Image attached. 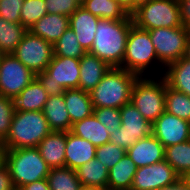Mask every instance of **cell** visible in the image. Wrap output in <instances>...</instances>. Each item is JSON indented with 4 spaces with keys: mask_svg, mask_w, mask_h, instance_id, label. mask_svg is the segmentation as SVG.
<instances>
[{
    "mask_svg": "<svg viewBox=\"0 0 190 190\" xmlns=\"http://www.w3.org/2000/svg\"><path fill=\"white\" fill-rule=\"evenodd\" d=\"M24 0H0V16L13 23H21L20 12Z\"/></svg>",
    "mask_w": 190,
    "mask_h": 190,
    "instance_id": "cell-38",
    "label": "cell"
},
{
    "mask_svg": "<svg viewBox=\"0 0 190 190\" xmlns=\"http://www.w3.org/2000/svg\"><path fill=\"white\" fill-rule=\"evenodd\" d=\"M120 115L121 126L110 134L111 143L127 150L138 140L152 134V123L146 120L132 103L122 106Z\"/></svg>",
    "mask_w": 190,
    "mask_h": 190,
    "instance_id": "cell-9",
    "label": "cell"
},
{
    "mask_svg": "<svg viewBox=\"0 0 190 190\" xmlns=\"http://www.w3.org/2000/svg\"><path fill=\"white\" fill-rule=\"evenodd\" d=\"M11 176L8 167L0 159V190H13Z\"/></svg>",
    "mask_w": 190,
    "mask_h": 190,
    "instance_id": "cell-40",
    "label": "cell"
},
{
    "mask_svg": "<svg viewBox=\"0 0 190 190\" xmlns=\"http://www.w3.org/2000/svg\"><path fill=\"white\" fill-rule=\"evenodd\" d=\"M96 158V147L70 131L66 132L65 167L77 170Z\"/></svg>",
    "mask_w": 190,
    "mask_h": 190,
    "instance_id": "cell-17",
    "label": "cell"
},
{
    "mask_svg": "<svg viewBox=\"0 0 190 190\" xmlns=\"http://www.w3.org/2000/svg\"><path fill=\"white\" fill-rule=\"evenodd\" d=\"M181 23L184 27L190 25V0H178Z\"/></svg>",
    "mask_w": 190,
    "mask_h": 190,
    "instance_id": "cell-41",
    "label": "cell"
},
{
    "mask_svg": "<svg viewBox=\"0 0 190 190\" xmlns=\"http://www.w3.org/2000/svg\"><path fill=\"white\" fill-rule=\"evenodd\" d=\"M133 23L144 30L181 27L178 0H151L132 14Z\"/></svg>",
    "mask_w": 190,
    "mask_h": 190,
    "instance_id": "cell-8",
    "label": "cell"
},
{
    "mask_svg": "<svg viewBox=\"0 0 190 190\" xmlns=\"http://www.w3.org/2000/svg\"><path fill=\"white\" fill-rule=\"evenodd\" d=\"M37 148L50 169L65 167L66 132L51 131Z\"/></svg>",
    "mask_w": 190,
    "mask_h": 190,
    "instance_id": "cell-19",
    "label": "cell"
},
{
    "mask_svg": "<svg viewBox=\"0 0 190 190\" xmlns=\"http://www.w3.org/2000/svg\"><path fill=\"white\" fill-rule=\"evenodd\" d=\"M80 59L53 56L44 72L36 74L48 96L64 94L67 89L79 88Z\"/></svg>",
    "mask_w": 190,
    "mask_h": 190,
    "instance_id": "cell-6",
    "label": "cell"
},
{
    "mask_svg": "<svg viewBox=\"0 0 190 190\" xmlns=\"http://www.w3.org/2000/svg\"><path fill=\"white\" fill-rule=\"evenodd\" d=\"M158 190H190L189 185L180 177L176 182L159 188Z\"/></svg>",
    "mask_w": 190,
    "mask_h": 190,
    "instance_id": "cell-43",
    "label": "cell"
},
{
    "mask_svg": "<svg viewBox=\"0 0 190 190\" xmlns=\"http://www.w3.org/2000/svg\"><path fill=\"white\" fill-rule=\"evenodd\" d=\"M13 55L35 74L44 72L54 56L53 44L27 31Z\"/></svg>",
    "mask_w": 190,
    "mask_h": 190,
    "instance_id": "cell-11",
    "label": "cell"
},
{
    "mask_svg": "<svg viewBox=\"0 0 190 190\" xmlns=\"http://www.w3.org/2000/svg\"><path fill=\"white\" fill-rule=\"evenodd\" d=\"M152 134L166 148L190 140V122L165 111L153 124Z\"/></svg>",
    "mask_w": 190,
    "mask_h": 190,
    "instance_id": "cell-14",
    "label": "cell"
},
{
    "mask_svg": "<svg viewBox=\"0 0 190 190\" xmlns=\"http://www.w3.org/2000/svg\"><path fill=\"white\" fill-rule=\"evenodd\" d=\"M151 0H133V12L140 6L147 4Z\"/></svg>",
    "mask_w": 190,
    "mask_h": 190,
    "instance_id": "cell-45",
    "label": "cell"
},
{
    "mask_svg": "<svg viewBox=\"0 0 190 190\" xmlns=\"http://www.w3.org/2000/svg\"><path fill=\"white\" fill-rule=\"evenodd\" d=\"M51 131L43 111H15L1 150L37 147Z\"/></svg>",
    "mask_w": 190,
    "mask_h": 190,
    "instance_id": "cell-3",
    "label": "cell"
},
{
    "mask_svg": "<svg viewBox=\"0 0 190 190\" xmlns=\"http://www.w3.org/2000/svg\"><path fill=\"white\" fill-rule=\"evenodd\" d=\"M165 111L190 122V97L166 85Z\"/></svg>",
    "mask_w": 190,
    "mask_h": 190,
    "instance_id": "cell-32",
    "label": "cell"
},
{
    "mask_svg": "<svg viewBox=\"0 0 190 190\" xmlns=\"http://www.w3.org/2000/svg\"><path fill=\"white\" fill-rule=\"evenodd\" d=\"M70 132L90 141L95 147L110 142V135L107 132V128L98 121L94 114L73 123Z\"/></svg>",
    "mask_w": 190,
    "mask_h": 190,
    "instance_id": "cell-24",
    "label": "cell"
},
{
    "mask_svg": "<svg viewBox=\"0 0 190 190\" xmlns=\"http://www.w3.org/2000/svg\"><path fill=\"white\" fill-rule=\"evenodd\" d=\"M35 78L36 74L13 54H7L1 57L0 95L8 98L19 95Z\"/></svg>",
    "mask_w": 190,
    "mask_h": 190,
    "instance_id": "cell-12",
    "label": "cell"
},
{
    "mask_svg": "<svg viewBox=\"0 0 190 190\" xmlns=\"http://www.w3.org/2000/svg\"><path fill=\"white\" fill-rule=\"evenodd\" d=\"M54 56L80 59L86 51L80 46L75 32L68 27L64 34L53 44Z\"/></svg>",
    "mask_w": 190,
    "mask_h": 190,
    "instance_id": "cell-33",
    "label": "cell"
},
{
    "mask_svg": "<svg viewBox=\"0 0 190 190\" xmlns=\"http://www.w3.org/2000/svg\"><path fill=\"white\" fill-rule=\"evenodd\" d=\"M48 94L40 81L35 78L19 95L12 96L11 104L14 111H43Z\"/></svg>",
    "mask_w": 190,
    "mask_h": 190,
    "instance_id": "cell-20",
    "label": "cell"
},
{
    "mask_svg": "<svg viewBox=\"0 0 190 190\" xmlns=\"http://www.w3.org/2000/svg\"><path fill=\"white\" fill-rule=\"evenodd\" d=\"M43 114L52 131H70L72 123L66 109L63 94L49 96L44 105Z\"/></svg>",
    "mask_w": 190,
    "mask_h": 190,
    "instance_id": "cell-22",
    "label": "cell"
},
{
    "mask_svg": "<svg viewBox=\"0 0 190 190\" xmlns=\"http://www.w3.org/2000/svg\"><path fill=\"white\" fill-rule=\"evenodd\" d=\"M184 59L190 61V39L188 38L185 48Z\"/></svg>",
    "mask_w": 190,
    "mask_h": 190,
    "instance_id": "cell-46",
    "label": "cell"
},
{
    "mask_svg": "<svg viewBox=\"0 0 190 190\" xmlns=\"http://www.w3.org/2000/svg\"><path fill=\"white\" fill-rule=\"evenodd\" d=\"M4 54L0 51V61H1V57L3 56Z\"/></svg>",
    "mask_w": 190,
    "mask_h": 190,
    "instance_id": "cell-51",
    "label": "cell"
},
{
    "mask_svg": "<svg viewBox=\"0 0 190 190\" xmlns=\"http://www.w3.org/2000/svg\"><path fill=\"white\" fill-rule=\"evenodd\" d=\"M148 31L158 57V63H162L165 67L184 56L188 40L186 27L183 25L173 28L160 27Z\"/></svg>",
    "mask_w": 190,
    "mask_h": 190,
    "instance_id": "cell-10",
    "label": "cell"
},
{
    "mask_svg": "<svg viewBox=\"0 0 190 190\" xmlns=\"http://www.w3.org/2000/svg\"><path fill=\"white\" fill-rule=\"evenodd\" d=\"M111 67L89 52L80 58L79 89L90 93Z\"/></svg>",
    "mask_w": 190,
    "mask_h": 190,
    "instance_id": "cell-18",
    "label": "cell"
},
{
    "mask_svg": "<svg viewBox=\"0 0 190 190\" xmlns=\"http://www.w3.org/2000/svg\"><path fill=\"white\" fill-rule=\"evenodd\" d=\"M154 59L158 62L149 31L133 24L129 30L122 68L145 76L146 69L155 61Z\"/></svg>",
    "mask_w": 190,
    "mask_h": 190,
    "instance_id": "cell-7",
    "label": "cell"
},
{
    "mask_svg": "<svg viewBox=\"0 0 190 190\" xmlns=\"http://www.w3.org/2000/svg\"><path fill=\"white\" fill-rule=\"evenodd\" d=\"M133 19H100L89 53L105 61L110 67L122 68L129 30Z\"/></svg>",
    "mask_w": 190,
    "mask_h": 190,
    "instance_id": "cell-1",
    "label": "cell"
},
{
    "mask_svg": "<svg viewBox=\"0 0 190 190\" xmlns=\"http://www.w3.org/2000/svg\"><path fill=\"white\" fill-rule=\"evenodd\" d=\"M0 159L8 167L14 188L47 179L50 167L37 147L1 150Z\"/></svg>",
    "mask_w": 190,
    "mask_h": 190,
    "instance_id": "cell-4",
    "label": "cell"
},
{
    "mask_svg": "<svg viewBox=\"0 0 190 190\" xmlns=\"http://www.w3.org/2000/svg\"><path fill=\"white\" fill-rule=\"evenodd\" d=\"M135 163L125 155L115 166L108 170V190H130L136 173Z\"/></svg>",
    "mask_w": 190,
    "mask_h": 190,
    "instance_id": "cell-25",
    "label": "cell"
},
{
    "mask_svg": "<svg viewBox=\"0 0 190 190\" xmlns=\"http://www.w3.org/2000/svg\"><path fill=\"white\" fill-rule=\"evenodd\" d=\"M166 80L139 76L134 83L130 103L152 124L165 112Z\"/></svg>",
    "mask_w": 190,
    "mask_h": 190,
    "instance_id": "cell-5",
    "label": "cell"
},
{
    "mask_svg": "<svg viewBox=\"0 0 190 190\" xmlns=\"http://www.w3.org/2000/svg\"><path fill=\"white\" fill-rule=\"evenodd\" d=\"M28 30L21 23H13L0 16V51L13 54Z\"/></svg>",
    "mask_w": 190,
    "mask_h": 190,
    "instance_id": "cell-29",
    "label": "cell"
},
{
    "mask_svg": "<svg viewBox=\"0 0 190 190\" xmlns=\"http://www.w3.org/2000/svg\"><path fill=\"white\" fill-rule=\"evenodd\" d=\"M180 175L166 160L137 168L130 190H158L176 182Z\"/></svg>",
    "mask_w": 190,
    "mask_h": 190,
    "instance_id": "cell-13",
    "label": "cell"
},
{
    "mask_svg": "<svg viewBox=\"0 0 190 190\" xmlns=\"http://www.w3.org/2000/svg\"><path fill=\"white\" fill-rule=\"evenodd\" d=\"M190 187V171H187L182 177H181Z\"/></svg>",
    "mask_w": 190,
    "mask_h": 190,
    "instance_id": "cell-48",
    "label": "cell"
},
{
    "mask_svg": "<svg viewBox=\"0 0 190 190\" xmlns=\"http://www.w3.org/2000/svg\"><path fill=\"white\" fill-rule=\"evenodd\" d=\"M139 75L120 67H111L99 84L90 92L93 108L120 109L131 99Z\"/></svg>",
    "mask_w": 190,
    "mask_h": 190,
    "instance_id": "cell-2",
    "label": "cell"
},
{
    "mask_svg": "<svg viewBox=\"0 0 190 190\" xmlns=\"http://www.w3.org/2000/svg\"><path fill=\"white\" fill-rule=\"evenodd\" d=\"M46 14L45 0H24L20 12L21 24L28 30Z\"/></svg>",
    "mask_w": 190,
    "mask_h": 190,
    "instance_id": "cell-34",
    "label": "cell"
},
{
    "mask_svg": "<svg viewBox=\"0 0 190 190\" xmlns=\"http://www.w3.org/2000/svg\"><path fill=\"white\" fill-rule=\"evenodd\" d=\"M165 160L180 177L190 171V140L166 147Z\"/></svg>",
    "mask_w": 190,
    "mask_h": 190,
    "instance_id": "cell-30",
    "label": "cell"
},
{
    "mask_svg": "<svg viewBox=\"0 0 190 190\" xmlns=\"http://www.w3.org/2000/svg\"><path fill=\"white\" fill-rule=\"evenodd\" d=\"M118 3L131 15L133 13V0H117Z\"/></svg>",
    "mask_w": 190,
    "mask_h": 190,
    "instance_id": "cell-44",
    "label": "cell"
},
{
    "mask_svg": "<svg viewBox=\"0 0 190 190\" xmlns=\"http://www.w3.org/2000/svg\"><path fill=\"white\" fill-rule=\"evenodd\" d=\"M100 18L79 6L69 17V27L75 32L80 46L89 52L95 38L97 23Z\"/></svg>",
    "mask_w": 190,
    "mask_h": 190,
    "instance_id": "cell-16",
    "label": "cell"
},
{
    "mask_svg": "<svg viewBox=\"0 0 190 190\" xmlns=\"http://www.w3.org/2000/svg\"><path fill=\"white\" fill-rule=\"evenodd\" d=\"M48 14H60L70 17L79 7L75 0H45Z\"/></svg>",
    "mask_w": 190,
    "mask_h": 190,
    "instance_id": "cell-39",
    "label": "cell"
},
{
    "mask_svg": "<svg viewBox=\"0 0 190 190\" xmlns=\"http://www.w3.org/2000/svg\"><path fill=\"white\" fill-rule=\"evenodd\" d=\"M63 97L72 124L93 114L90 93L73 88L65 90Z\"/></svg>",
    "mask_w": 190,
    "mask_h": 190,
    "instance_id": "cell-23",
    "label": "cell"
},
{
    "mask_svg": "<svg viewBox=\"0 0 190 190\" xmlns=\"http://www.w3.org/2000/svg\"><path fill=\"white\" fill-rule=\"evenodd\" d=\"M76 3L79 5V6H82L83 3H84V0H75Z\"/></svg>",
    "mask_w": 190,
    "mask_h": 190,
    "instance_id": "cell-49",
    "label": "cell"
},
{
    "mask_svg": "<svg viewBox=\"0 0 190 190\" xmlns=\"http://www.w3.org/2000/svg\"><path fill=\"white\" fill-rule=\"evenodd\" d=\"M187 31H188V38L190 39V25L187 27Z\"/></svg>",
    "mask_w": 190,
    "mask_h": 190,
    "instance_id": "cell-50",
    "label": "cell"
},
{
    "mask_svg": "<svg viewBox=\"0 0 190 190\" xmlns=\"http://www.w3.org/2000/svg\"><path fill=\"white\" fill-rule=\"evenodd\" d=\"M126 150L111 142L96 147V159L108 170L115 166L124 156Z\"/></svg>",
    "mask_w": 190,
    "mask_h": 190,
    "instance_id": "cell-35",
    "label": "cell"
},
{
    "mask_svg": "<svg viewBox=\"0 0 190 190\" xmlns=\"http://www.w3.org/2000/svg\"><path fill=\"white\" fill-rule=\"evenodd\" d=\"M79 190H108V189L95 187V186H81Z\"/></svg>",
    "mask_w": 190,
    "mask_h": 190,
    "instance_id": "cell-47",
    "label": "cell"
},
{
    "mask_svg": "<svg viewBox=\"0 0 190 190\" xmlns=\"http://www.w3.org/2000/svg\"><path fill=\"white\" fill-rule=\"evenodd\" d=\"M21 190H51V188L49 187L47 179H43L24 185Z\"/></svg>",
    "mask_w": 190,
    "mask_h": 190,
    "instance_id": "cell-42",
    "label": "cell"
},
{
    "mask_svg": "<svg viewBox=\"0 0 190 190\" xmlns=\"http://www.w3.org/2000/svg\"><path fill=\"white\" fill-rule=\"evenodd\" d=\"M69 17L60 14H46L29 27L28 31L54 44L68 29Z\"/></svg>",
    "mask_w": 190,
    "mask_h": 190,
    "instance_id": "cell-21",
    "label": "cell"
},
{
    "mask_svg": "<svg viewBox=\"0 0 190 190\" xmlns=\"http://www.w3.org/2000/svg\"><path fill=\"white\" fill-rule=\"evenodd\" d=\"M82 7L100 19H132L117 0H84Z\"/></svg>",
    "mask_w": 190,
    "mask_h": 190,
    "instance_id": "cell-27",
    "label": "cell"
},
{
    "mask_svg": "<svg viewBox=\"0 0 190 190\" xmlns=\"http://www.w3.org/2000/svg\"><path fill=\"white\" fill-rule=\"evenodd\" d=\"M47 181L51 190H79L82 186L76 170L68 167L50 169Z\"/></svg>",
    "mask_w": 190,
    "mask_h": 190,
    "instance_id": "cell-31",
    "label": "cell"
},
{
    "mask_svg": "<svg viewBox=\"0 0 190 190\" xmlns=\"http://www.w3.org/2000/svg\"><path fill=\"white\" fill-rule=\"evenodd\" d=\"M163 78L169 87L190 97V61L183 57L165 67Z\"/></svg>",
    "mask_w": 190,
    "mask_h": 190,
    "instance_id": "cell-26",
    "label": "cell"
},
{
    "mask_svg": "<svg viewBox=\"0 0 190 190\" xmlns=\"http://www.w3.org/2000/svg\"><path fill=\"white\" fill-rule=\"evenodd\" d=\"M14 112L11 99L0 95V144L9 133Z\"/></svg>",
    "mask_w": 190,
    "mask_h": 190,
    "instance_id": "cell-37",
    "label": "cell"
},
{
    "mask_svg": "<svg viewBox=\"0 0 190 190\" xmlns=\"http://www.w3.org/2000/svg\"><path fill=\"white\" fill-rule=\"evenodd\" d=\"M76 172L82 186H95L107 189L108 169L98 159L93 158L90 162L80 166Z\"/></svg>",
    "mask_w": 190,
    "mask_h": 190,
    "instance_id": "cell-28",
    "label": "cell"
},
{
    "mask_svg": "<svg viewBox=\"0 0 190 190\" xmlns=\"http://www.w3.org/2000/svg\"><path fill=\"white\" fill-rule=\"evenodd\" d=\"M126 155L140 168L165 160V147L151 134L127 149Z\"/></svg>",
    "mask_w": 190,
    "mask_h": 190,
    "instance_id": "cell-15",
    "label": "cell"
},
{
    "mask_svg": "<svg viewBox=\"0 0 190 190\" xmlns=\"http://www.w3.org/2000/svg\"><path fill=\"white\" fill-rule=\"evenodd\" d=\"M93 114L98 121L107 128L108 134H112L121 126L120 109L94 108Z\"/></svg>",
    "mask_w": 190,
    "mask_h": 190,
    "instance_id": "cell-36",
    "label": "cell"
}]
</instances>
